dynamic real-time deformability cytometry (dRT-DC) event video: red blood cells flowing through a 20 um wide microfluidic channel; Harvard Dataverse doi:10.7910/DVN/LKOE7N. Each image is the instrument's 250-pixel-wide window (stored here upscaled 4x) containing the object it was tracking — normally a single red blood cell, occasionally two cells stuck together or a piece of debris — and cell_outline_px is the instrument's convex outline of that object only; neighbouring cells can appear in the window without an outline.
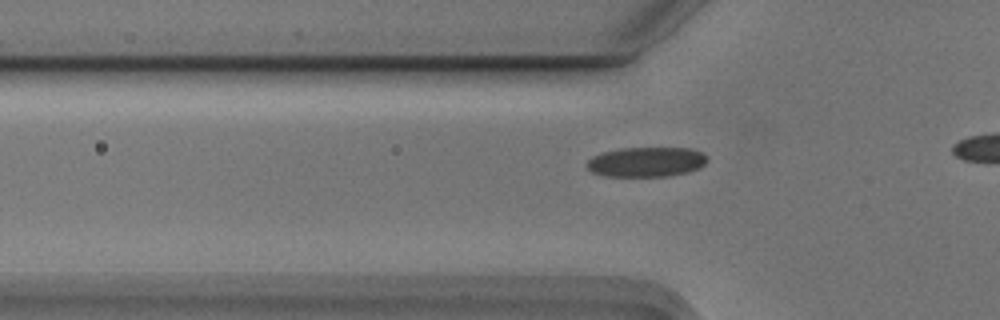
{"species": "Egyptian fruit bat (a non-hibernating species)", "species_latin": "Rousettus aegyptiacus", "temperature_condition": "cold", "stored_images_in_passage": 23, "camera_frame_rate_fps": 3000, "um_per_image_px": 0.085, "animal": {"sex": "male"}, "frame": {"image": 1, "passage_image": 10, "time_ms": 3.0, "image_size_px": [1000, 320], "cell_outline_px": [[708, 160], [700, 168], [688, 172], [668, 176], [604, 176], [592, 172], [588, 168], [588, 160], [592, 156], [604, 152], [620, 148], [692, 148], [708, 156]], "centroid_in_image_um": [54.97, 13.76], "position_along_channel_um": 70.8, "area_um2": 20.92}}
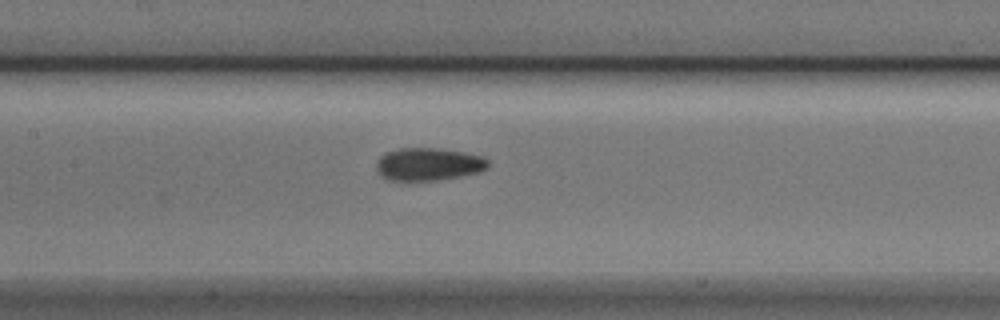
{"frame": {"image": 2, "passage_image": 18, "time_ms": 5.667, "image_size_px": [1000, 320], "cell_outline_px": [[488, 168], [480, 172], [460, 176], [436, 180], [392, 180], [380, 176], [376, 168], [376, 164], [380, 156], [388, 152], [400, 148], [440, 148], [484, 156], [488, 160]], "centroid_in_image_um": [36.44, 13.95], "position_along_channel_um": 171.0, "area_um2": 21.27}}
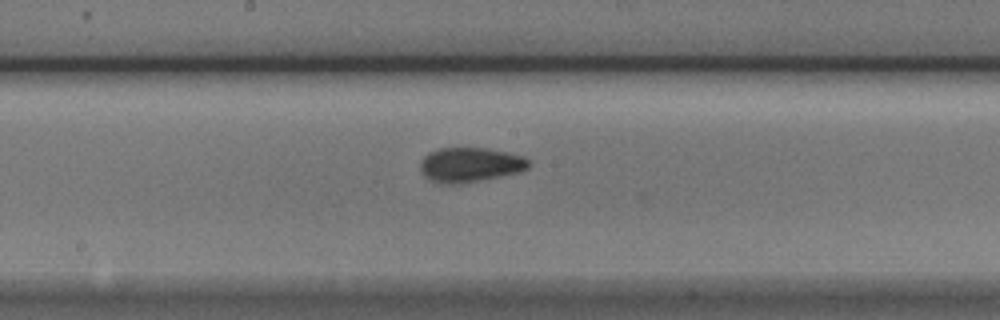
{"frame": {"image": 3, "passage_image": 21, "time_ms": 6.667, "image_size_px": [1000, 320], "cell_outline_px": [[528, 168], [520, 172], [460, 184], [436, 184], [428, 180], [424, 176], [420, 168], [420, 164], [424, 156], [440, 148], [484, 148], [504, 152], [520, 156], [528, 160]], "centroid_in_image_um": [39.89, 14.03], "position_along_channel_um": 208.3, "area_um2": 21.68}}